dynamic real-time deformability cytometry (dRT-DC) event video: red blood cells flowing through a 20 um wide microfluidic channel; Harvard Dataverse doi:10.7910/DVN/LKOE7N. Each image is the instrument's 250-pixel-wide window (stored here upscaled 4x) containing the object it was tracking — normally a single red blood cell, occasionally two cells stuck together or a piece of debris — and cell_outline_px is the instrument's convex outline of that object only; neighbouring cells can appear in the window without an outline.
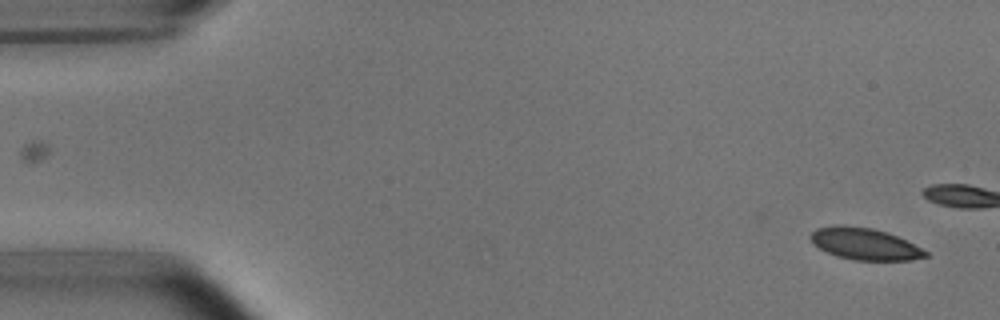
{"species": "common noctule bat (a hibernating species)", "species_latin": "Nyctalus noctula", "temperature_condition": "room temperature", "stored_images_in_passage": 2, "camera_frame_rate_fps": 3000, "um_per_image_px": 0.085, "animal": {"sex": "male", "body_mass_g": 15.6}, "frame": {"image": 1, "passage_image": 2, "time_ms": 1.333, "image_size_px": [1000, 320], "cell_outline_px": [[928, 256], [912, 260], [852, 260], [836, 256], [812, 244], [808, 236], [816, 228], [836, 224], [840, 224], [872, 228], [888, 232], [928, 252]], "centroid_in_image_um": [73.44, 20.72], "position_along_channel_um": 11.6, "area_um2": 21.33}}